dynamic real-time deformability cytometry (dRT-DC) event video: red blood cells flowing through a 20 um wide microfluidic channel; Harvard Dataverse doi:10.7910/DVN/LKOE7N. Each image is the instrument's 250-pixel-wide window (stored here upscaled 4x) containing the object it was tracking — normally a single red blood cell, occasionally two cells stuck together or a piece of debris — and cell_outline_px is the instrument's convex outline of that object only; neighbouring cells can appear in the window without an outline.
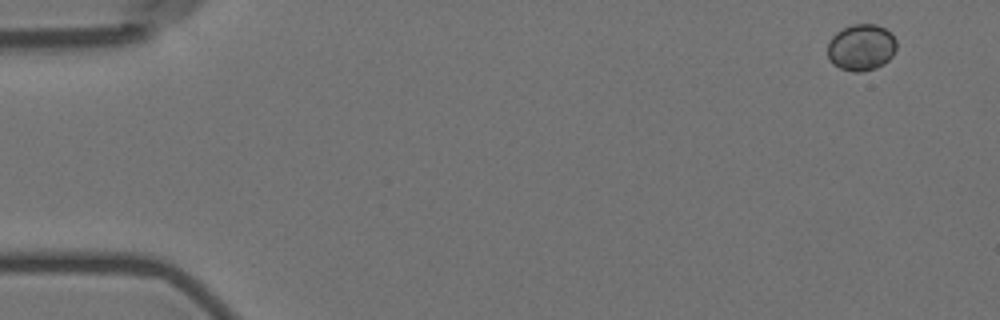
{"species": "Egyptian fruit bat (a non-hibernating species)", "species_latin": "Rousettus aegyptiacus", "temperature_condition": "room temperature", "stored_images_in_passage": 5, "camera_frame_rate_fps": 3000, "um_per_image_px": 0.085, "animal": {"sex": "female"}, "frame": {"image": 1, "passage_image": 1, "time_ms": 0.0, "image_size_px": [1000, 320], "cell_outline_px": [[896, 48], [892, 56], [884, 64], [876, 68], [860, 72], [852, 72], [840, 68], [832, 64], [828, 56], [828, 44], [832, 36], [836, 32], [852, 24], [876, 24], [884, 28], [896, 40]], "centroid_in_image_um": [73.19, 4.04], "position_along_channel_um": 11.8, "area_um2": 18.67}}
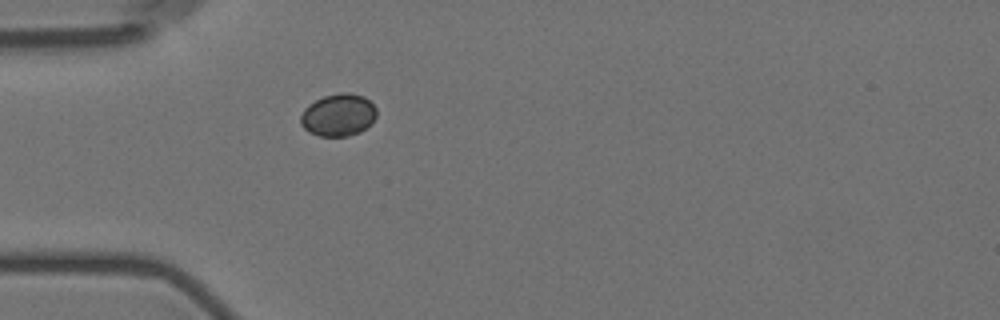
{"frame": {"image": 2, "passage_image": 5, "time_ms": 4.667, "image_size_px": [1000, 320], "cell_outline_px": [[376, 116], [360, 132], [348, 136], [320, 136], [308, 132], [300, 124], [300, 116], [304, 108], [308, 104], [324, 96], [340, 92], [348, 92], [364, 96], [376, 108]], "centroid_in_image_um": [28.72, 9.77], "position_along_channel_um": 56.3, "area_um2": 18.73}}